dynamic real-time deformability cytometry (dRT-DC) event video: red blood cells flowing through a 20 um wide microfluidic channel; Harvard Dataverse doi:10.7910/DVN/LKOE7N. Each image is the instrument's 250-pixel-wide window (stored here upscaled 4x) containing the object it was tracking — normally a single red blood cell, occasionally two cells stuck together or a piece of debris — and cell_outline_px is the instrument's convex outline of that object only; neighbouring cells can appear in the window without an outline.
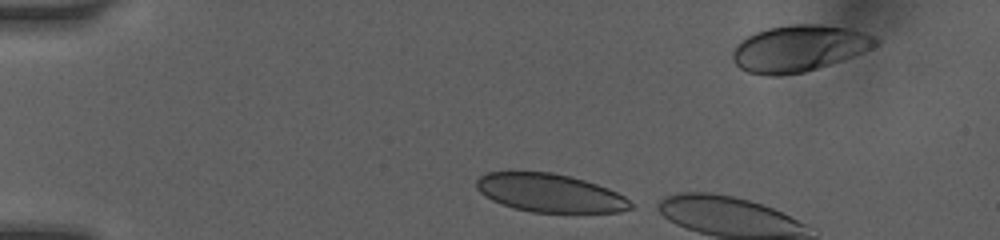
{"species": "human", "species_latin": "Homo sapiens", "temperature_condition": "room temperature", "stored_images_in_passage": 8, "camera_frame_rate_fps": 3000, "um_per_image_px": 0.085, "donor": {"sex": "female"}, "frame": {"image": 1, "passage_image": 5, "time_ms": 1.333, "image_size_px": [1000, 240], "cell_outline_px": [[632, 208], [620, 212], [532, 212], [512, 208], [500, 204], [492, 200], [480, 192], [476, 188], [476, 180], [480, 176], [488, 172], [552, 172], [572, 176], [608, 188], [624, 196], [632, 204]], "centroid_in_image_um": [46.72, 16.4], "position_along_channel_um": 38.3, "area_um2": 34.39}}